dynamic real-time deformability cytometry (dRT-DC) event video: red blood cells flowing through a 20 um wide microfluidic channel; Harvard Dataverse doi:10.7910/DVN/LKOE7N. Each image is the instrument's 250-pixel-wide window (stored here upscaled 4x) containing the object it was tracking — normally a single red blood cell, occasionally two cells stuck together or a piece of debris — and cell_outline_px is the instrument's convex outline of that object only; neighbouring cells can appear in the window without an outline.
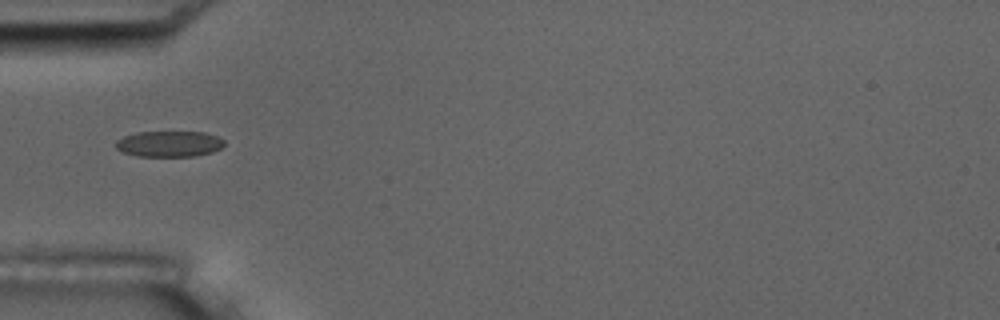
{"species": "common noctule bat (a hibernating species)", "species_latin": "Nyctalus noctula", "temperature_condition": "room temperature", "stored_images_in_passage": 3, "camera_frame_rate_fps": 3000, "um_per_image_px": 0.085, "animal": {"sex": "male", "body_mass_g": 17.5, "forearm_length_mm": 52.3}, "frame": {"image": 1, "passage_image": 2, "time_ms": 1.333, "image_size_px": [1000, 320], "cell_outline_px": [[224, 144], [220, 148], [212, 152], [196, 156], [136, 156], [124, 152], [116, 148], [116, 140], [124, 136], [136, 132], [204, 132], [216, 136], [224, 140]], "centroid_in_image_um": [14.37, 12.23], "position_along_channel_um": 70.6, "area_um2": 16.3}}